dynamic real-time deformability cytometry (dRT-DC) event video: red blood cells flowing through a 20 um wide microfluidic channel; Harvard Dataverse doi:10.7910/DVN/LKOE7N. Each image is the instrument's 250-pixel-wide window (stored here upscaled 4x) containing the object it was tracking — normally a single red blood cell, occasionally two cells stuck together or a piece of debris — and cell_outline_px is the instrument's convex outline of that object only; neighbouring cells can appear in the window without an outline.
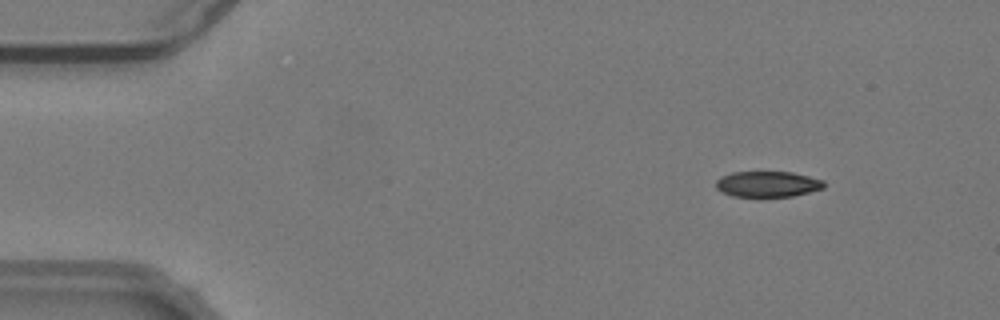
{"species": "common noctule bat (a hibernating species)", "species_latin": "Nyctalus noctula", "temperature_condition": "warm", "stored_images_in_passage": 53, "camera_frame_rate_fps": 3000, "um_per_image_px": 0.085, "animal": {"sex": "male", "body_mass_g": 19.2, "forearm_length_mm": 51.8}, "frame": {"image": 1, "passage_image": 5, "time_ms": 1.333, "image_size_px": [1000, 320], "cell_outline_px": [[824, 188], [792, 196], [760, 200], [732, 196], [720, 192], [716, 188], [716, 180], [720, 176], [732, 172], [792, 172], [824, 180]], "centroid_in_image_um": [65.18, 15.7], "position_along_channel_um": 19.8, "area_um2": 17.05}}
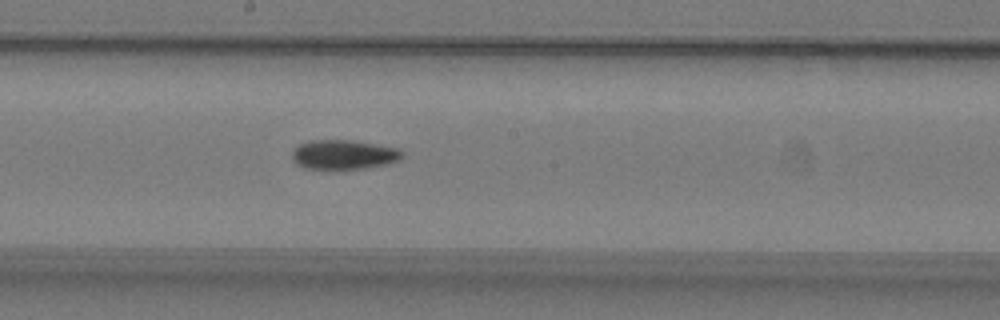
{"frame": {"image": 2, "passage_image": 28, "time_ms": 9.0, "image_size_px": [1000, 320], "cell_outline_px": [[404, 156], [400, 160], [388, 164], [344, 172], [332, 172], [304, 168], [296, 164], [292, 160], [292, 152], [300, 144], [308, 140], [352, 140], [400, 148], [404, 152]], "centroid_in_image_um": [29.22, 13.2], "position_along_channel_um": 219.0, "area_um2": 20.06}}
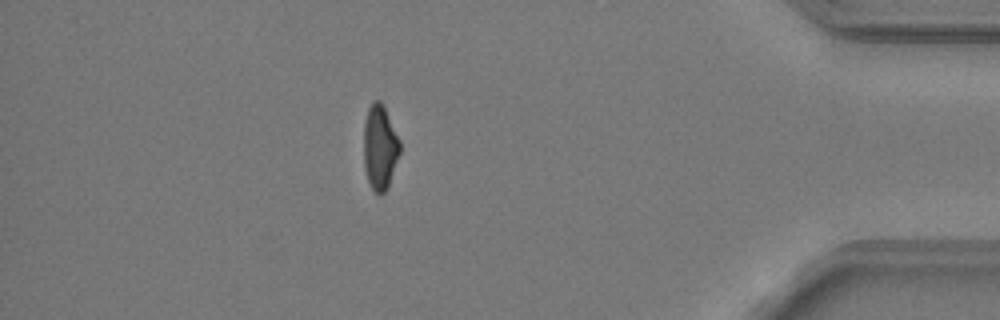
{"frame": {"image": 3, "passage_image": 46, "time_ms": 15.0, "image_size_px": [1000, 320], "cell_outline_px": [[400, 152], [388, 188], [380, 196], [372, 188], [368, 180], [364, 168], [364, 124], [368, 108], [372, 100], [380, 100], [384, 104], [400, 140]], "centroid_in_image_um": [32.3, 12.49], "position_along_channel_um": 402.9, "area_um2": 18.09}, "authors_computed_cell_mechanics": {"area_um2": 18.496, "velocity_mm_per_s": 3.8084, "shape_relaxation_time_tau1_ms": 6.4799, "shape_relaxation_time_tau2_ms": 7.0375, "deformation_change_tau1": 0.1944, "deformation_change_tau2": 0.1431}}